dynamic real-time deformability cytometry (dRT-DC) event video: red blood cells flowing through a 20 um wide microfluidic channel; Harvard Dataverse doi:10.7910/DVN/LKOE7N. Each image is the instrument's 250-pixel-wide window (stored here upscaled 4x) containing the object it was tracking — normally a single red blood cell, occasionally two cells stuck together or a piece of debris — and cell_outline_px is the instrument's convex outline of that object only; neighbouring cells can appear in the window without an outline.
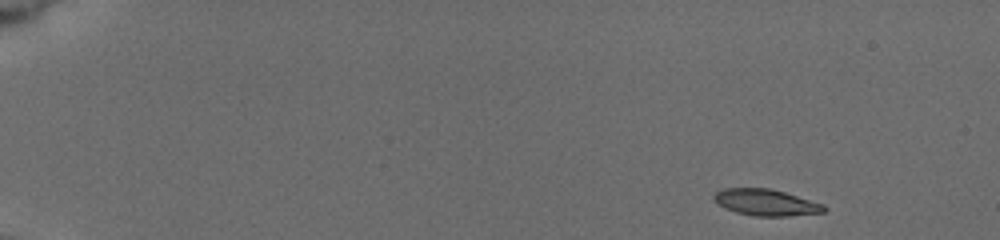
{"species": "common noctule bat (a hibernating species)", "species_latin": "Nyctalus noctula", "temperature_condition": "cold", "stored_images_in_passage": 7, "camera_frame_rate_fps": 3000, "um_per_image_px": 0.085, "animal": {"sex": "female", "body_mass_g": 19.5, "forearm_length_mm": 54.1}, "frame": {"image": 1, "passage_image": 1, "time_ms": 0.0, "image_size_px": [1000, 240], "cell_outline_px": [[828, 208], [824, 212], [788, 216], [752, 216], [736, 212], [724, 208], [712, 200], [712, 196], [716, 192], [724, 188], [768, 188], [784, 192], [824, 204]], "centroid_in_image_um": [65.08, 17.21], "position_along_channel_um": 19.9, "area_um2": 17.05}}
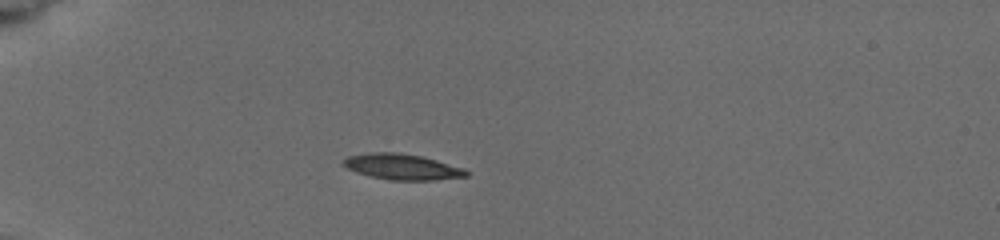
{"frame": {"image": 2, "passage_image": 5, "time_ms": 3.667, "image_size_px": [1000, 240], "cell_outline_px": [[468, 176], [432, 180], [388, 180], [356, 172], [348, 168], [344, 164], [344, 160], [348, 156], [368, 152], [400, 152], [424, 156], [464, 168], [468, 172]], "centroid_in_image_um": [34.21, 14.16], "position_along_channel_um": 50.8, "area_um2": 18.44}}
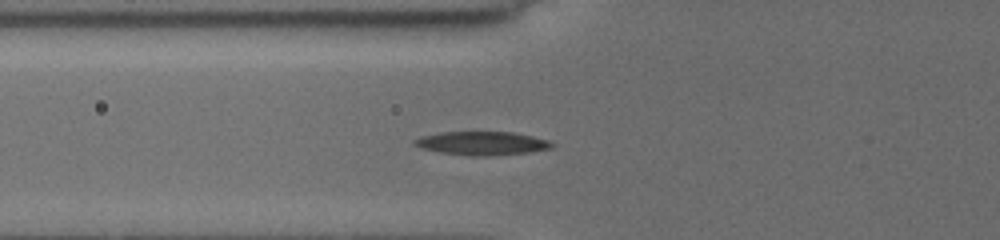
{"frame": {"image": 3, "passage_image": 7, "time_ms": 5.333, "image_size_px": [1000, 240], "cell_outline_px": [[556, 144], [552, 148], [532, 152], [488, 156], [472, 156], [440, 152], [420, 148], [412, 144], [412, 140], [420, 136], [440, 132], [512, 132], [532, 136], [548, 140]], "centroid_in_image_um": [40.96, 12.18], "position_along_channel_um": 84.8, "area_um2": 19.07}}